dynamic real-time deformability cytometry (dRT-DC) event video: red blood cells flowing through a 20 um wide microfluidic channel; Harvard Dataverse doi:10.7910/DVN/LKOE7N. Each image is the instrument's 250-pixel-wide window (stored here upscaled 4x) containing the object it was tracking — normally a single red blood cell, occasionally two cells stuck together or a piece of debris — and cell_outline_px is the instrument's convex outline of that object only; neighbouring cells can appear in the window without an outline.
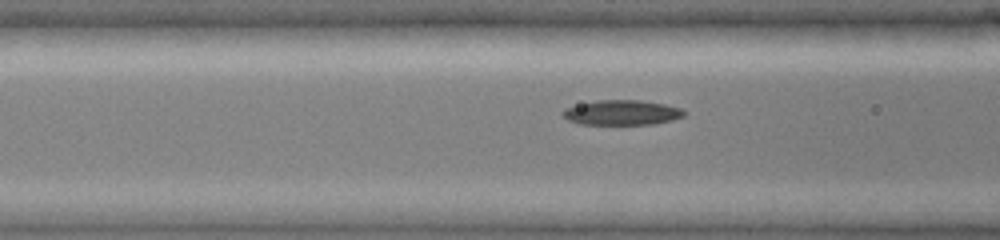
{"species": "common noctule bat (a hibernating species)", "species_latin": "Nyctalus noctula", "temperature_condition": "cold", "stored_images_in_passage": 7, "camera_frame_rate_fps": 3000, "um_per_image_px": 0.085, "animal": {"sex": "female", "body_mass_g": 19.0, "forearm_length_mm": 51.5}, "frame": {"image": 1, "passage_image": 5, "time_ms": 1.667, "image_size_px": [1000, 240], "cell_outline_px": [[688, 112], [684, 116], [672, 120], [652, 124], [580, 124], [568, 120], [560, 112], [564, 108], [596, 100], [640, 100], [664, 104], [680, 108]], "centroid_in_image_um": [52.86, 9.57], "position_along_channel_um": 113.7, "area_um2": 17.63}}